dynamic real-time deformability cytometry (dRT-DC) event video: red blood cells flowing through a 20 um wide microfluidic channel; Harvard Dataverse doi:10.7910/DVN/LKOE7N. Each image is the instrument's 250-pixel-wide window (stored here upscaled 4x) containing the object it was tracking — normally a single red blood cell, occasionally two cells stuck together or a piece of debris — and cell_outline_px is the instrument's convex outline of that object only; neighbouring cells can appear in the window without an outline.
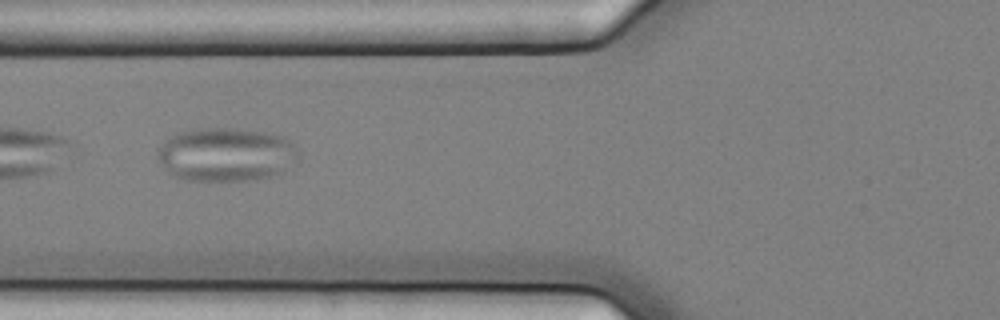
{"species": "common noctule bat (a hibernating species)", "species_latin": "Nyctalus noctula", "temperature_condition": "cold", "stored_images_in_passage": 8, "camera_frame_rate_fps": 3000, "um_per_image_px": 0.085, "animal": {"sex": "female", "body_mass_g": 25.1}, "frame": {"image": 1, "passage_image": 4, "time_ms": 1.0, "image_size_px": [1000, 320], "cell_outline_px": [[296, 156], [284, 172], [268, 176], [248, 180], [188, 180], [172, 176], [156, 160], [156, 152], [164, 140], [180, 132], [196, 128], [232, 128], [264, 132], [284, 136], [296, 148]], "centroid_in_image_um": [19.13, 13.12], "position_along_channel_um": 106.7, "area_um2": 43.87}}